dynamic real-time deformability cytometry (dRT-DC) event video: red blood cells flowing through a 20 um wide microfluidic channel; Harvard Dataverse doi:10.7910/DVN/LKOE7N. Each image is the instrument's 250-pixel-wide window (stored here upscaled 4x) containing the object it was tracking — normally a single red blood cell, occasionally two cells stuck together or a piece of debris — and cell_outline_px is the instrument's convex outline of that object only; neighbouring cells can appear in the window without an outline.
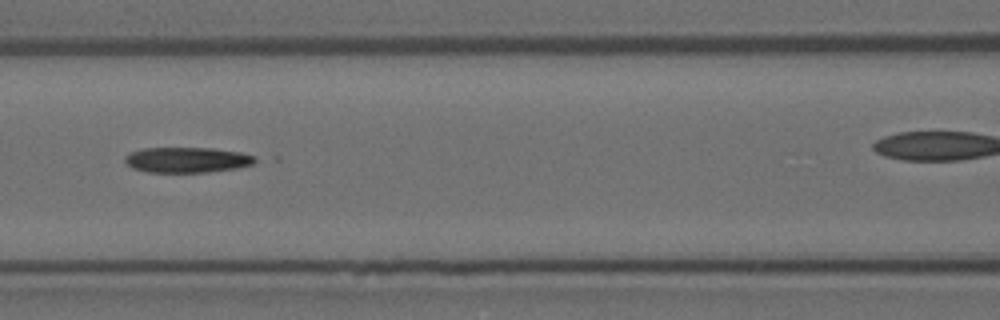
{"species": "Egyptian fruit bat (a non-hibernating species)", "species_latin": "Rousettus aegyptiacus", "temperature_condition": "room temperature", "stored_images_in_passage": 14, "camera_frame_rate_fps": 3000, "um_per_image_px": 0.085, "animal": {"sex": "female"}, "frame": {"image": 1, "passage_image": 5, "time_ms": 1.333, "image_size_px": [1000, 320], "cell_outline_px": [[260, 160], [252, 164], [236, 168], [208, 172], [148, 172], [132, 168], [124, 160], [124, 156], [140, 148], [212, 148], [240, 152], [256, 156]], "centroid_in_image_um": [15.92, 13.58], "position_along_channel_um": 150.7, "area_um2": 19.36}}
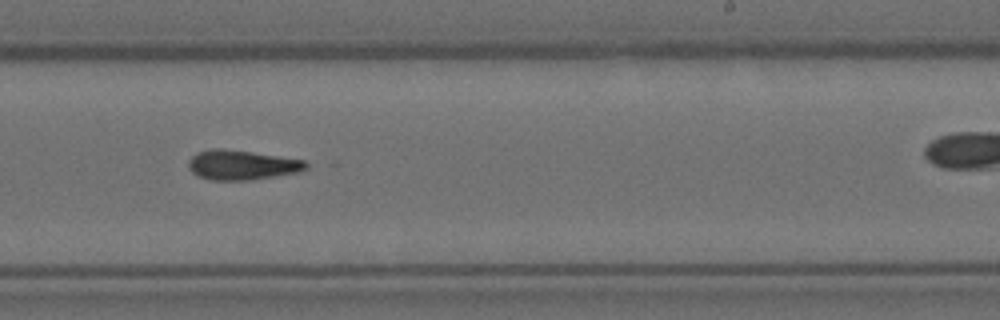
{"frame": {"image": 2, "passage_image": 8, "time_ms": 2.333, "image_size_px": [1000, 320], "cell_outline_px": [[308, 168], [300, 172], [248, 180], [212, 180], [200, 176], [192, 172], [188, 168], [188, 160], [196, 152], [212, 148], [220, 148], [252, 152], [304, 160], [308, 164]], "centroid_in_image_um": [20.54, 14.01], "position_along_channel_um": 268.5, "area_um2": 20.29}}